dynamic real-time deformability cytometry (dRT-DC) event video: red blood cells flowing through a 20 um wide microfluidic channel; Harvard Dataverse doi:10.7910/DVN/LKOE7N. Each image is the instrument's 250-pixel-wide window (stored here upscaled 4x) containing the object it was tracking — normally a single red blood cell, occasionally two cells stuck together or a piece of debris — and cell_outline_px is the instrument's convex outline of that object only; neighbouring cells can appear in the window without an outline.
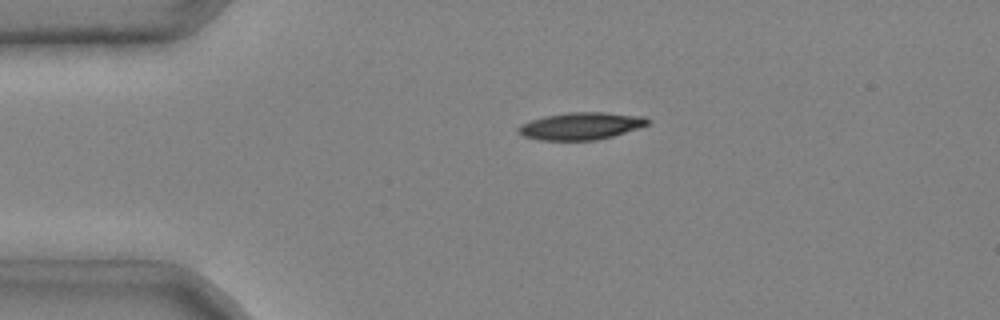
{"species": "common noctule bat (a hibernating species)", "species_latin": "Nyctalus noctula", "temperature_condition": "cold", "stored_images_in_passage": 4, "camera_frame_rate_fps": 3000, "um_per_image_px": 0.085, "animal": {"sex": "male", "body_mass_g": 20.4}, "frame": {"image": 1, "passage_image": 3, "time_ms": 0.667, "image_size_px": [1000, 320], "cell_outline_px": [[652, 120], [648, 124], [640, 128], [612, 136], [596, 140], [540, 140], [524, 136], [516, 128], [520, 124], [544, 116], [568, 112], [604, 112], [644, 116]], "centroid_in_image_um": [49.42, 10.7], "position_along_channel_um": 35.6, "area_um2": 20.58}}